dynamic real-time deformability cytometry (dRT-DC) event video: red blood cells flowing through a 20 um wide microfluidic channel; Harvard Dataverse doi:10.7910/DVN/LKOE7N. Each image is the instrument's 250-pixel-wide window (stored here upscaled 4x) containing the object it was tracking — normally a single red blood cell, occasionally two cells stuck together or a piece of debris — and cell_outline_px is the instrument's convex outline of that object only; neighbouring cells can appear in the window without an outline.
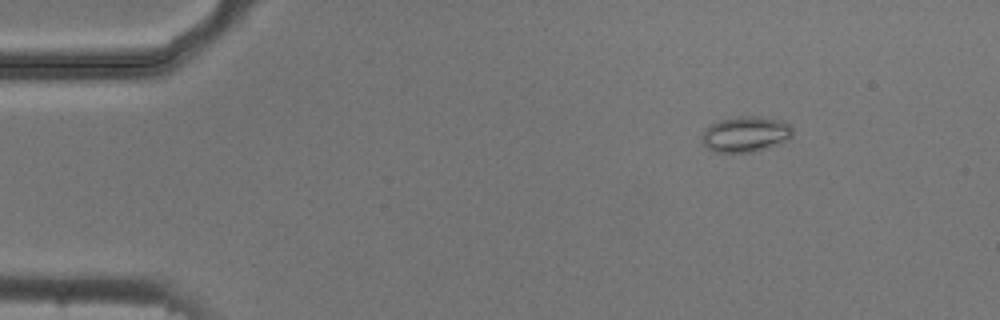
{"species": "common noctule bat (a hibernating species)", "species_latin": "Nyctalus noctula", "temperature_condition": "cold", "stored_images_in_passage": 50, "camera_frame_rate_fps": 3000, "um_per_image_px": 0.085, "animal": {"sex": "male", "body_mass_g": 20.5, "forearm_length_mm": 52.5}, "frame": {"image": 1, "passage_image": 3, "time_ms": 0.667, "image_size_px": [1000, 320], "cell_outline_px": [[792, 136], [788, 140], [756, 152], [716, 152], [708, 148], [704, 144], [704, 128], [720, 120], [740, 116], [760, 116], [784, 120], [792, 128]], "centroid_in_image_um": [63.43, 11.4], "position_along_channel_um": 21.6, "area_um2": 18.79}}
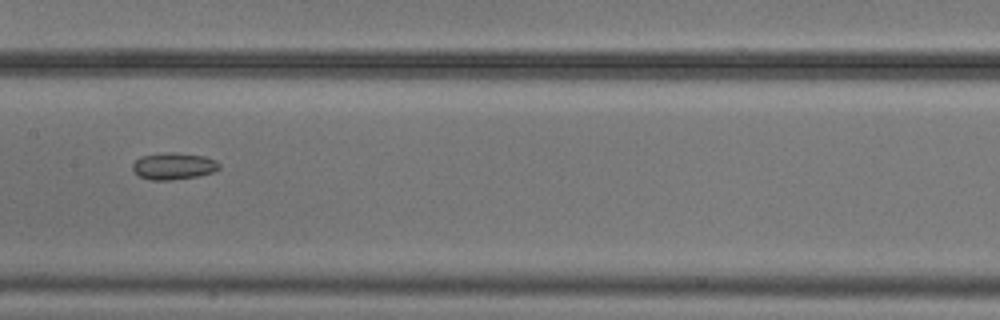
{"frame": {"image": 2, "passage_image": 23, "time_ms": 7.333, "image_size_px": [1000, 320], "cell_outline_px": [[220, 168], [212, 172], [196, 176], [168, 180], [152, 180], [140, 176], [132, 168], [132, 164], [140, 156], [172, 152], [176, 152], [204, 156], [216, 160], [220, 164]], "centroid_in_image_um": [14.77, 14.1], "position_along_channel_um": 192.6, "area_um2": 13.35}}
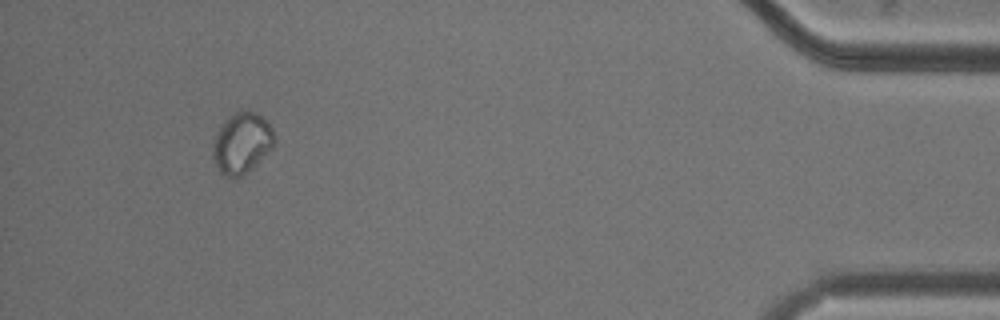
{"frame": {"image": 3, "passage_image": 46, "time_ms": 15.0, "image_size_px": [1000, 320], "cell_outline_px": [[276, 140], [272, 148], [236, 180], [228, 180], [220, 172], [212, 156], [212, 144], [224, 120], [232, 112], [240, 108], [244, 108], [260, 116], [272, 128]], "centroid_in_image_um": [20.52, 12.15], "position_along_channel_um": 414.7, "area_um2": 21.85}, "authors_computed_cell_mechanics": {"area_um2": 16.0973, "velocity_mm_per_s": 3.7334, "shape_relaxation_time_tau1_ms": null, "shape_relaxation_time_tau2_ms": 2.7655, "deformation_change_tau1": null, "deformation_change_tau2": 0.0396}}